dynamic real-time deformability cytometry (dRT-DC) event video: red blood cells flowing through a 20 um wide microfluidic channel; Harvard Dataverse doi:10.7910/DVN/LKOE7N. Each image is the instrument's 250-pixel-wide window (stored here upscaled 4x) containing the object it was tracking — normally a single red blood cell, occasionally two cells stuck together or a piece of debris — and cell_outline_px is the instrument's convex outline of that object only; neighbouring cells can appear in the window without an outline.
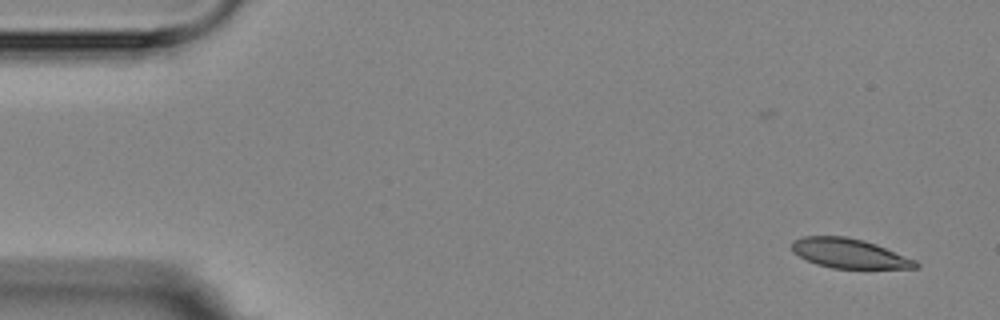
{"species": "Egyptian fruit bat (a non-hibernating species)", "species_latin": "Rousettus aegyptiacus", "temperature_condition": "room temperature", "stored_images_in_passage": 14, "camera_frame_rate_fps": 3000, "um_per_image_px": 0.085, "animal": {"sex": "female"}, "frame": {"image": 1, "passage_image": 1, "time_ms": 0.0, "image_size_px": [1000, 320], "cell_outline_px": [[920, 268], [832, 268], [816, 264], [792, 252], [792, 240], [804, 236], [844, 236], [864, 240], [876, 244], [916, 260], [920, 264]], "centroid_in_image_um": [72.19, 21.53], "position_along_channel_um": 12.8, "area_um2": 21.27}}
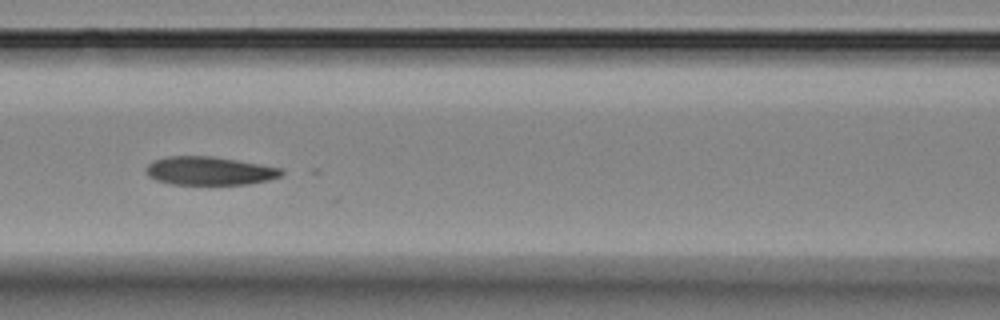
{"frame": {"image": 2, "passage_image": 7, "time_ms": 7.0, "image_size_px": [1000, 320], "cell_outline_px": [[284, 172], [280, 176], [268, 180], [248, 184], [172, 184], [156, 180], [148, 176], [144, 168], [148, 164], [156, 160], [168, 156], [212, 156], [260, 164], [280, 168]], "centroid_in_image_um": [17.78, 14.52], "position_along_channel_um": 148.8, "area_um2": 22.25}}
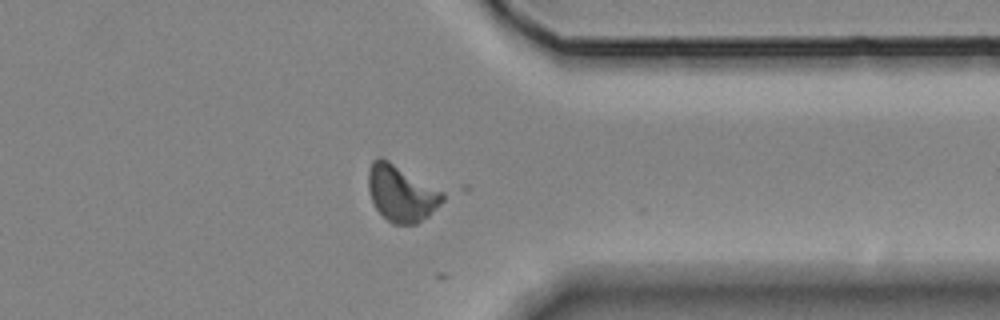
{"frame": {"image": 3, "passage_image": 13, "time_ms": 13.667, "image_size_px": [1000, 320], "cell_outline_px": [[444, 200], [428, 216], [416, 224], [392, 224], [376, 208], [368, 192], [368, 168], [372, 160], [376, 156], [380, 156], [388, 160], [444, 192]], "centroid_in_image_um": [34.08, 16.41], "position_along_channel_um": 377.3, "area_um2": 24.33}, "authors_computed_cell_mechanics": {"area_um2": 22.7732, "velocity_mm_per_s": 3.5385, "shape_relaxation_time_tau1_ms": null, "shape_relaxation_time_tau2_ms": 2.5983, "deformation_change_tau1": null, "deformation_change_tau2": 0.0615}}